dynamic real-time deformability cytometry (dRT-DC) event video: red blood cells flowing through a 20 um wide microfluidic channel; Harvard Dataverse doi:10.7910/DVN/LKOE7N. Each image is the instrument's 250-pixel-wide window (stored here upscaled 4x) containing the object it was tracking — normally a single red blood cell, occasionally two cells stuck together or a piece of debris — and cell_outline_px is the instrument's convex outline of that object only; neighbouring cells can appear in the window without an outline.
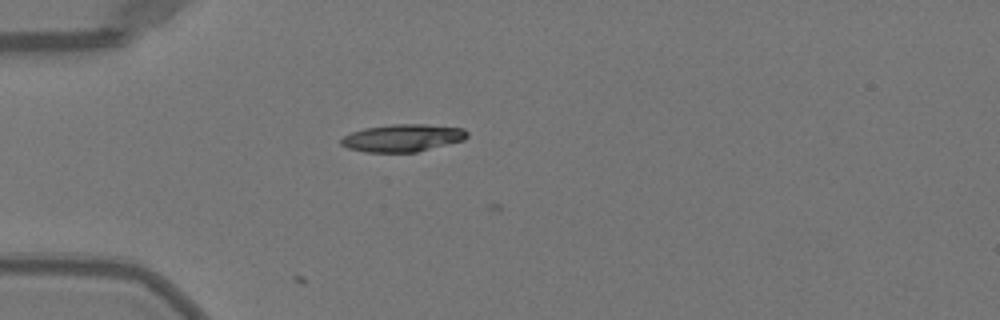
{"species": "Egyptian fruit bat (a non-hibernating species)", "species_latin": "Rousettus aegyptiacus", "temperature_condition": "warm", "stored_images_in_passage": 9, "camera_frame_rate_fps": 3000, "um_per_image_px": 0.085, "animal": {"sex": "female"}, "frame": {"image": 1, "passage_image": 7, "time_ms": 2.0, "image_size_px": [1000, 320], "cell_outline_px": [[468, 136], [464, 140], [416, 152], [364, 152], [348, 148], [340, 144], [340, 140], [344, 136], [352, 132], [364, 128], [392, 124], [424, 124], [464, 128], [468, 132]], "centroid_in_image_um": [34.22, 11.72], "position_along_channel_um": 50.8, "area_um2": 20.17}}